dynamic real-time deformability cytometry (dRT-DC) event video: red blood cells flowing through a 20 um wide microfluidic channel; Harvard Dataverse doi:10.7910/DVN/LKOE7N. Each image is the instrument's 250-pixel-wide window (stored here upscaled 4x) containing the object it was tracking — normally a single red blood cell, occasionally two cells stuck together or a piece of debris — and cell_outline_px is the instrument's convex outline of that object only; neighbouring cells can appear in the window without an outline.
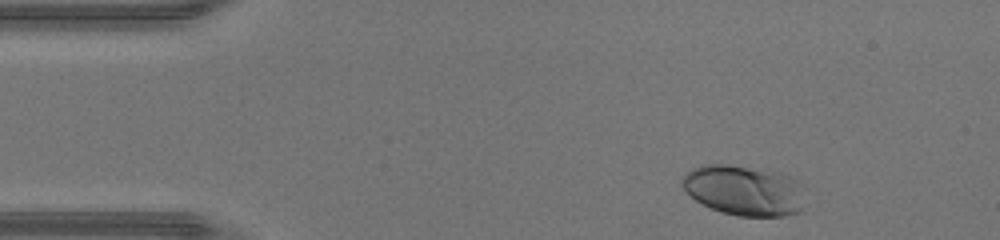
{"species": "human", "species_latin": "Homo sapiens", "temperature_condition": "warm", "stored_images_in_passage": 35, "camera_frame_rate_fps": 3000, "um_per_image_px": 0.085, "donor": {"sex": "male"}, "frame": {"image": 1, "passage_image": 2, "time_ms": 0.333, "image_size_px": [1000, 240], "cell_outline_px": [[804, 184], [800, 212], [784, 216], [736, 216], [712, 208], [696, 200], [680, 184], [680, 180], [684, 172], [692, 168], [704, 164], [724, 164], [780, 172], [792, 176], [800, 180]], "centroid_in_image_um": [63.26, 16.16], "position_along_channel_um": 21.7, "area_um2": 36.3}}
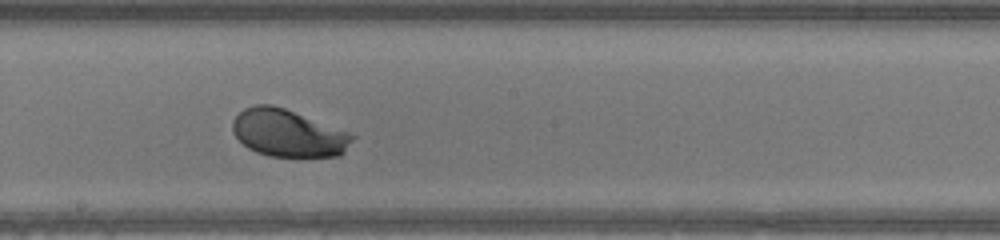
{"frame": {"image": 2, "passage_image": 21, "time_ms": 6.667, "image_size_px": [1000, 240], "cell_outline_px": [[356, 136], [344, 152], [340, 156], [268, 156], [256, 152], [248, 148], [232, 132], [232, 120], [244, 108], [256, 104], [272, 104], [284, 108], [348, 132]], "centroid_in_image_um": [24.47, 11.31], "position_along_channel_um": 223.7, "area_um2": 32.77}}
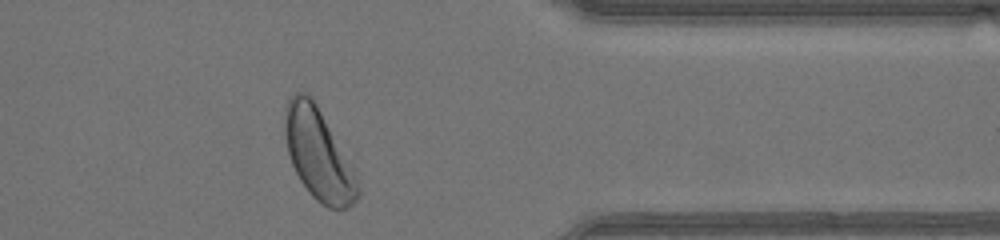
{"frame": {"image": 3, "passage_image": 33, "time_ms": 10.667, "image_size_px": [1000, 240], "cell_outline_px": [[360, 196], [352, 204], [344, 208], [328, 208], [316, 200], [312, 196], [300, 180], [292, 164], [288, 152], [284, 136], [284, 108], [288, 100], [296, 92], [308, 92], [312, 96], [352, 168], [356, 176], [360, 188]], "centroid_in_image_um": [27.03, 13.11], "position_along_channel_um": 384.4, "area_um2": 38.26}, "authors_computed_cell_mechanics": {"area_um2": 33.2928, "velocity_mm_per_s": 4.4414, "shape_relaxation_time_tau1_ms": 1.2977, "shape_relaxation_time_tau2_ms": null, "deformation_change_tau1": 0.1335, "deformation_change_tau2": null}}